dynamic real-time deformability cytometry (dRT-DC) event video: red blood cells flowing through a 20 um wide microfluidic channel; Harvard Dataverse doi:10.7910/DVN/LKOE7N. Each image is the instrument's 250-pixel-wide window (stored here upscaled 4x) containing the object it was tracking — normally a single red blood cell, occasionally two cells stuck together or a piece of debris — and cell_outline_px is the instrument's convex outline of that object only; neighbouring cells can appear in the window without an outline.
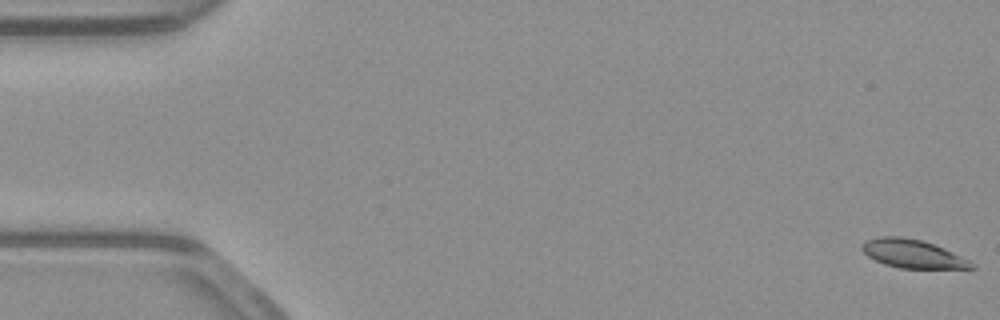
{"species": "common noctule bat (a hibernating species)", "species_latin": "Nyctalus noctula", "temperature_condition": "warm", "stored_images_in_passage": 54, "camera_frame_rate_fps": 3000, "um_per_image_px": 0.085, "animal": {"sex": "male", "body_mass_g": 23.1, "forearm_length_mm": 52.7}, "frame": {"image": 1, "passage_image": 1, "time_ms": 0.0, "image_size_px": [1000, 320], "cell_outline_px": [[976, 268], [900, 268], [884, 264], [868, 256], [860, 248], [860, 244], [868, 240], [880, 236], [900, 236], [920, 240], [944, 248], [972, 260], [976, 264]], "centroid_in_image_um": [77.61, 21.57], "position_along_channel_um": 7.4, "area_um2": 18.15}}
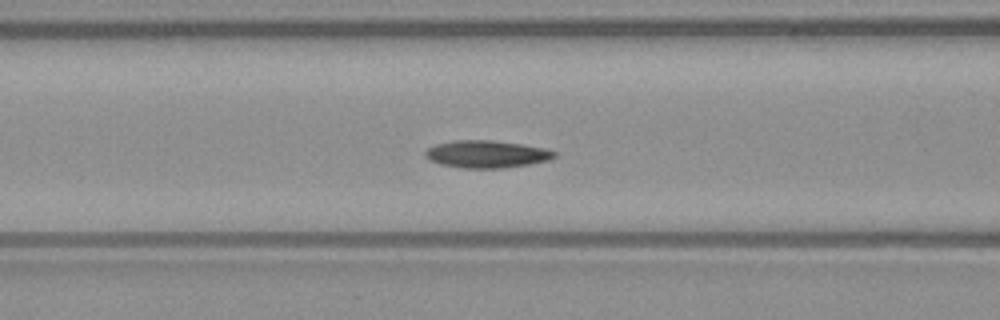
{"frame": {"image": 2, "passage_image": 22, "time_ms": 7.0, "image_size_px": [1000, 320], "cell_outline_px": [[556, 156], [548, 160], [528, 164], [504, 168], [464, 168], [440, 164], [428, 160], [424, 156], [424, 152], [428, 148], [436, 144], [452, 140], [492, 140], [520, 144], [544, 148], [556, 152]], "centroid_in_image_um": [41.31, 13.1], "position_along_channel_um": 125.3, "area_um2": 20.58}}
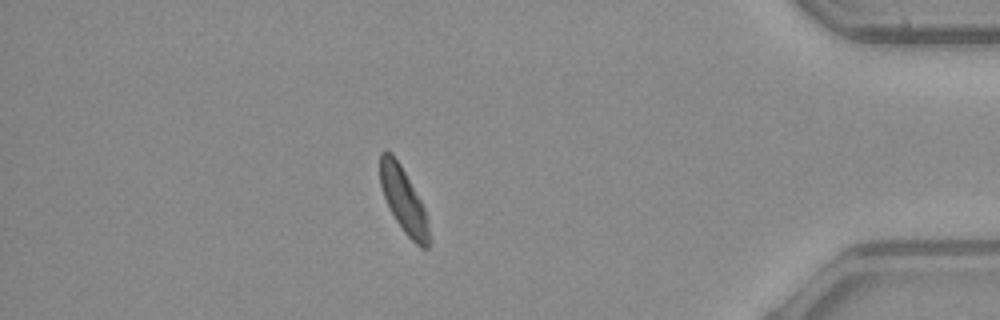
{"frame": {"image": 3, "passage_image": 47, "time_ms": 15.333, "image_size_px": [1000, 320], "cell_outline_px": [[432, 240], [428, 248], [420, 248], [404, 232], [396, 220], [384, 196], [380, 184], [380, 152], [392, 152], [400, 164], [420, 200], [424, 208]], "centroid_in_image_um": [34.32, 17.06], "position_along_channel_um": 400.9, "area_um2": 18.26}, "authors_computed_cell_mechanics": {"area_um2": 19.4497, "velocity_mm_per_s": 3.8471, "shape_relaxation_time_tau1_ms": 2.6956, "shape_relaxation_time_tau2_ms": 4.6221, "deformation_change_tau1": 0.1191, "deformation_change_tau2": 0.064}}